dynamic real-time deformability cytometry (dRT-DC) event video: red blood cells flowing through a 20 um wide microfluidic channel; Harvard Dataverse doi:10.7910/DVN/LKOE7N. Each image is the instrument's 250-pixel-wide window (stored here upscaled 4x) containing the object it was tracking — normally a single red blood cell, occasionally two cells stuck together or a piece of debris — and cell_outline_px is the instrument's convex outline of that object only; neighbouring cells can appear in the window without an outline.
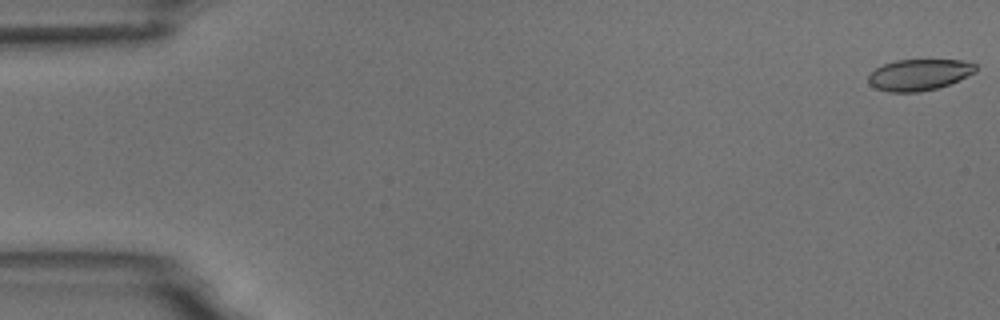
{"species": "common noctule bat (a hibernating species)", "species_latin": "Nyctalus noctula", "temperature_condition": "room temperature", "stored_images_in_passage": 54, "camera_frame_rate_fps": 3000, "um_per_image_px": 0.085, "animal": {"sex": "male", "body_mass_g": 18.8}, "frame": {"image": 1, "passage_image": 1, "time_ms": 0.0, "image_size_px": [1000, 320], "cell_outline_px": [[976, 72], [948, 84], [936, 88], [916, 92], [888, 92], [876, 88], [868, 84], [868, 76], [876, 68], [884, 64], [896, 60], [964, 60], [976, 64]], "centroid_in_image_um": [78.11, 6.35], "position_along_channel_um": 6.9, "area_um2": 19.42}}
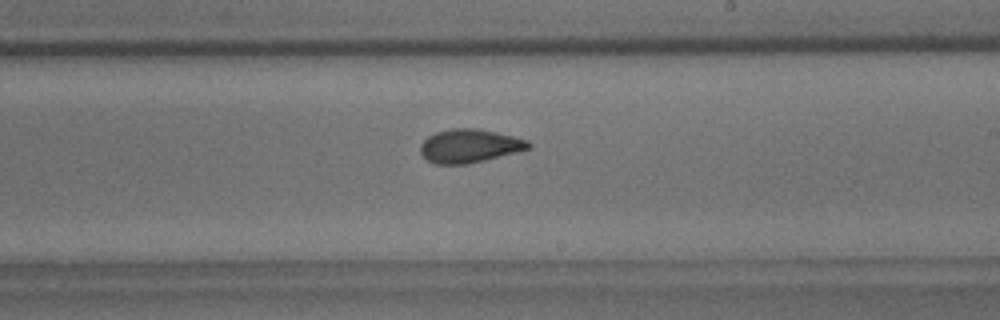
{"frame": {"image": 2, "passage_image": 32, "time_ms": 10.333, "image_size_px": [1000, 320], "cell_outline_px": [[532, 148], [468, 164], [436, 164], [428, 160], [420, 152], [420, 144], [428, 136], [436, 132], [452, 128], [480, 128], [528, 140], [532, 144]], "centroid_in_image_um": [39.91, 12.39], "position_along_channel_um": 249.1, "area_um2": 21.1}}
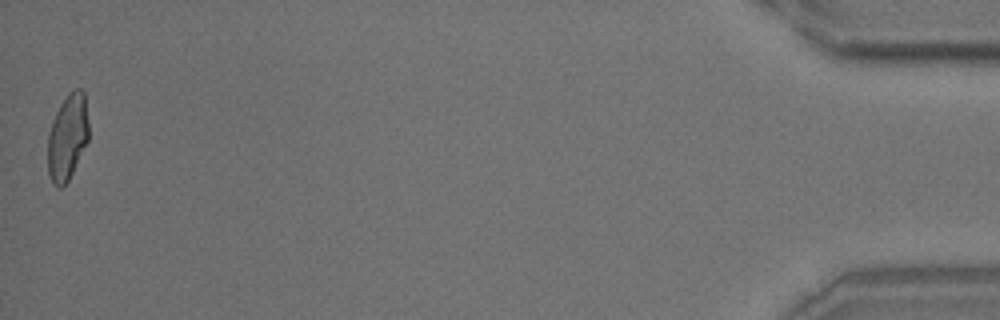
{"frame": {"image": 3, "passage_image": 54, "time_ms": 17.667, "image_size_px": [1000, 320], "cell_outline_px": [[88, 140], [68, 180], [60, 188], [56, 188], [48, 172], [48, 132], [52, 120], [60, 104], [68, 92], [76, 88], [80, 88], [84, 92], [88, 124]], "centroid_in_image_um": [5.72, 11.62], "position_along_channel_um": 429.5, "area_um2": 20.35}, "authors_computed_cell_mechanics": {"area_um2": 20.9525, "velocity_mm_per_s": 3.7422, "shape_relaxation_time_tau1_ms": 5.1429, "shape_relaxation_time_tau2_ms": 1.615, "deformation_change_tau1": 0.1523, "deformation_change_tau2": 0.0715}}